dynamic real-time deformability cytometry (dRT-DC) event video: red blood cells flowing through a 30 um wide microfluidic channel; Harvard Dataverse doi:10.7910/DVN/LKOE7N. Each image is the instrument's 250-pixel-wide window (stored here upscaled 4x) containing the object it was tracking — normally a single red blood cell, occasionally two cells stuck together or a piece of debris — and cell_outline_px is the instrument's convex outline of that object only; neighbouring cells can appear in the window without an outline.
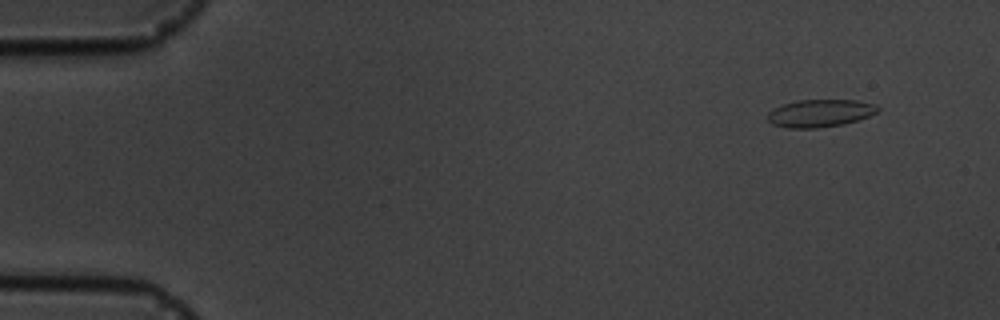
{"species": "common noctule bat (a hibernating species)", "species_latin": "Nyctalus noctula", "temperature_condition": "cold", "stored_images_in_passage": 16, "camera_frame_rate_fps": 3000, "um_per_image_px": 0.085, "animal": {"sex": "male", "body_mass_g": 19.5, "forearm_length_mm": 54.6}, "frame": {"image": 1, "passage_image": 1, "time_ms": 0.0, "image_size_px": [1000, 320], "cell_outline_px": [[880, 108], [876, 112], [868, 116], [844, 124], [816, 128], [788, 128], [772, 124], [768, 120], [768, 112], [784, 104], [796, 100], [856, 100], [876, 104]], "centroid_in_image_um": [69.71, 9.62], "position_along_channel_um": 15.3, "area_um2": 17.57}}
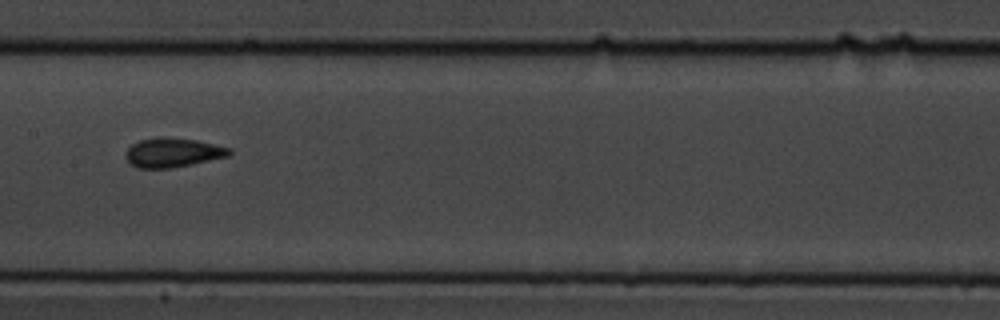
{"frame": {"image": 2, "passage_image": 8, "time_ms": 8.0, "image_size_px": [1000, 320], "cell_outline_px": [[232, 152], [228, 156], [192, 164], [172, 168], [136, 168], [124, 156], [124, 152], [132, 144], [140, 140], [156, 136], [160, 136], [196, 140], [232, 148]], "centroid_in_image_um": [14.67, 12.96], "position_along_channel_um": 192.7, "area_um2": 17.8}}
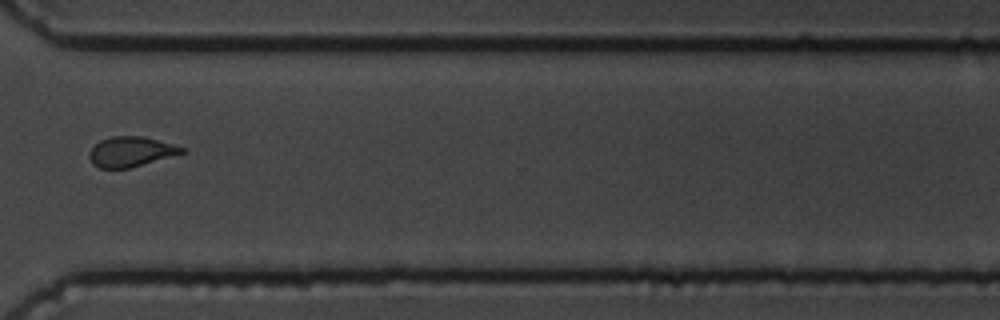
{"frame": {"image": 3, "passage_image": 12, "time_ms": 12.667, "image_size_px": [1000, 320], "cell_outline_px": [[188, 152], [128, 168], [100, 168], [92, 164], [88, 156], [88, 152], [100, 140], [112, 136], [144, 136], [188, 148]], "centroid_in_image_um": [11.16, 12.88], "position_along_channel_um": 359.4, "area_um2": 16.36}, "authors_computed_cell_mechanics": {"area_um2": 17.4556, "velocity_mm_per_s": 3.5857, "shape_relaxation_time_tau1_ms": 6.9029, "shape_relaxation_time_tau2_ms": 0.9511, "deformation_change_tau1": 0.1272, "deformation_change_tau2": 0.0807}}